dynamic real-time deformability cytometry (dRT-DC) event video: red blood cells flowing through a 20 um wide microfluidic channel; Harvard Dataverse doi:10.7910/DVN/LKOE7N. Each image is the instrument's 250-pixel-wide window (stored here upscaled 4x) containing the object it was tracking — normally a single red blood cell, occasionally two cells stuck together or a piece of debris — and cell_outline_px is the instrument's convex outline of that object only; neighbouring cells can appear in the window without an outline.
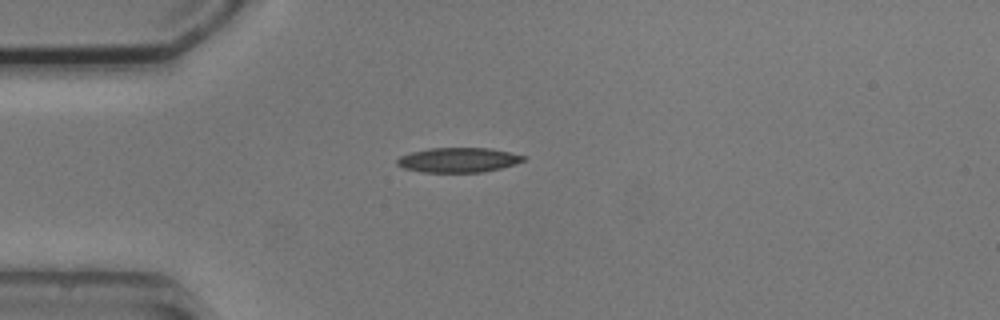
{"species": "common noctule bat (a hibernating species)", "species_latin": "Nyctalus noctula", "temperature_condition": "cold", "stored_images_in_passage": 4, "camera_frame_rate_fps": 3000, "um_per_image_px": 0.085, "animal": {"sex": "male", "body_mass_g": 20.5, "forearm_length_mm": 52.5}, "frame": {"image": 1, "passage_image": 1, "time_ms": 0.0, "image_size_px": [1000, 320], "cell_outline_px": [[528, 156], [524, 160], [500, 168], [480, 172], [420, 172], [404, 168], [396, 164], [396, 160], [400, 156], [412, 152], [428, 148], [492, 148]], "centroid_in_image_um": [38.94, 13.59], "position_along_channel_um": 46.1, "area_um2": 18.15}}